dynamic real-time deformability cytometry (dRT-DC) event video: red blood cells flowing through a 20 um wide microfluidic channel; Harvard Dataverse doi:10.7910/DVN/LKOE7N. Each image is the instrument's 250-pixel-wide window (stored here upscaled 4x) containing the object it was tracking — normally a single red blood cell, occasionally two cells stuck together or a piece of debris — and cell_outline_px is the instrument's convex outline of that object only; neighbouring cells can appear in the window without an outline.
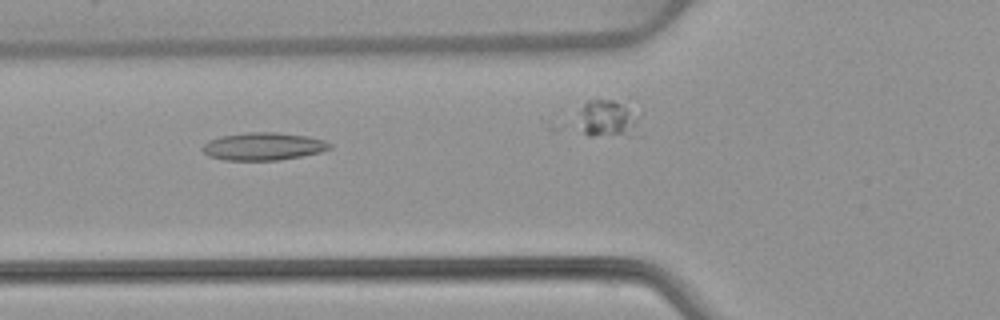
{"species": "common noctule bat (a hibernating species)", "species_latin": "Nyctalus noctula", "temperature_condition": "warm", "stored_images_in_passage": 42, "camera_frame_rate_fps": 3000, "um_per_image_px": 0.085, "animal": {"sex": "female", "body_mass_g": 22.7, "forearm_length_mm": 54.2}, "frame": {"image": 1, "passage_image": 20, "time_ms": 6.333, "image_size_px": [1000, 320], "cell_outline_px": [[332, 148], [320, 152], [280, 160], [224, 160], [208, 156], [200, 148], [208, 140], [220, 136], [248, 132], [276, 132], [308, 136], [324, 140], [332, 144]], "centroid_in_image_um": [22.37, 12.44], "position_along_channel_um": 103.4, "area_um2": 20.63}}
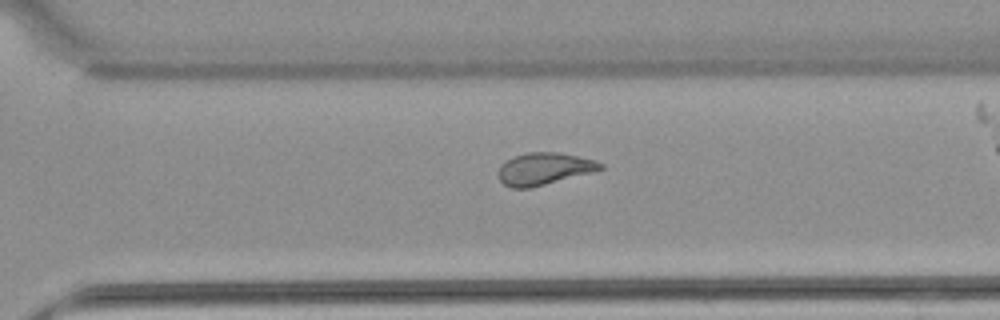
{"frame": {"image": 2, "passage_image": 37, "time_ms": 12.0, "image_size_px": [1000, 320], "cell_outline_px": [[604, 168], [596, 172], [532, 188], [512, 188], [504, 184], [500, 180], [496, 172], [500, 164], [512, 156], [528, 152], [560, 152], [596, 160], [604, 164]], "centroid_in_image_um": [46.26, 14.35], "position_along_channel_um": 324.3, "area_um2": 19.71}}
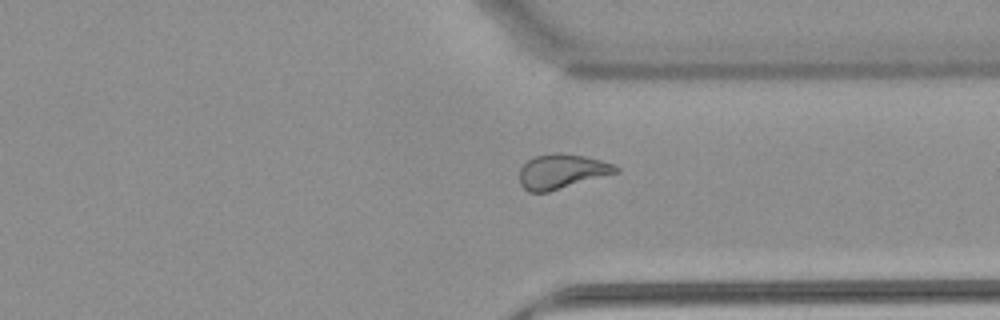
{"frame": {"image": 3, "passage_image": 40, "time_ms": 13.0, "image_size_px": [1000, 320], "cell_outline_px": [[620, 172], [548, 192], [528, 192], [520, 184], [520, 168], [528, 160], [536, 156], [560, 152], [584, 156], [600, 160], [612, 164], [620, 168]], "centroid_in_image_um": [47.76, 14.58], "position_along_channel_um": 363.6, "area_um2": 19.36}}